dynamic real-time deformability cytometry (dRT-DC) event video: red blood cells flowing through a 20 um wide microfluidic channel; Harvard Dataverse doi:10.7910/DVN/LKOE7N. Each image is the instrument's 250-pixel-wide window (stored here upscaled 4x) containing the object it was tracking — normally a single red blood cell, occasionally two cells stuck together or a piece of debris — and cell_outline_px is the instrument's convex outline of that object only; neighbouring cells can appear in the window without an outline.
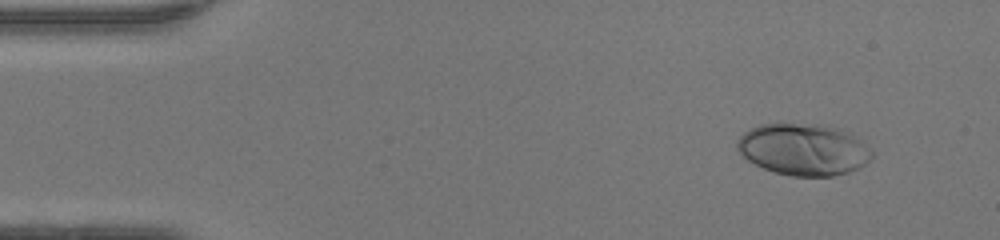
{"species": "human", "species_latin": "Homo sapiens", "temperature_condition": "warm", "stored_images_in_passage": 45, "camera_frame_rate_fps": 3000, "um_per_image_px": 0.085, "donor": {"sex": "female"}, "frame": {"image": 1, "passage_image": 1, "time_ms": 0.0, "image_size_px": [1000, 240], "cell_outline_px": [[872, 156], [864, 164], [848, 172], [832, 176], [792, 176], [776, 172], [764, 168], [748, 160], [736, 148], [736, 140], [744, 132], [760, 124], [828, 124], [852, 132], [872, 148]], "centroid_in_image_um": [68.33, 12.68], "position_along_channel_um": 16.7, "area_um2": 40.81}}
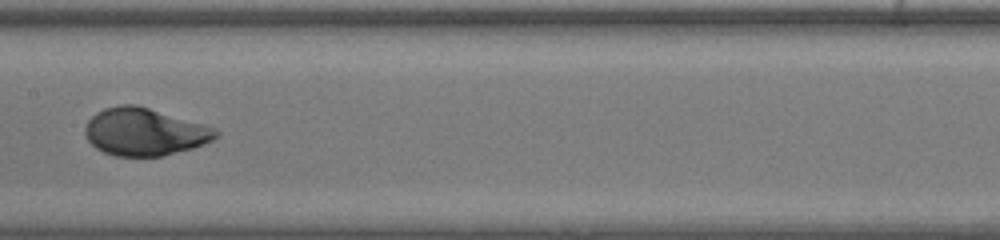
{"frame": {"image": 2, "passage_image": 21, "time_ms": 6.667, "image_size_px": [1000, 240], "cell_outline_px": [[220, 136], [204, 144], [192, 148], [164, 156], [116, 156], [104, 152], [96, 148], [88, 140], [84, 132], [84, 128], [88, 120], [96, 112], [104, 108], [120, 104], [136, 104], [216, 128], [220, 132]], "centroid_in_image_um": [12.28, 11.2], "position_along_channel_um": 195.1, "area_um2": 36.24}}
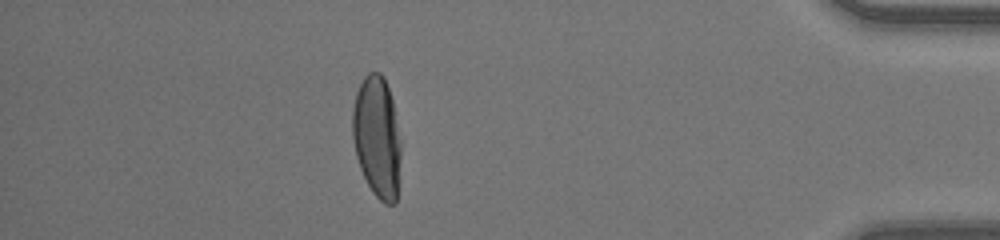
{"frame": {"image": 3, "passage_image": 39, "time_ms": 12.667, "image_size_px": [1000, 240], "cell_outline_px": [[400, 156], [396, 204], [384, 204], [372, 192], [360, 168], [356, 156], [352, 140], [352, 108], [356, 92], [364, 76], [368, 72], [380, 72], [384, 76], [392, 100], [400, 140]], "centroid_in_image_um": [32.02, 11.64], "position_along_channel_um": 403.2, "area_um2": 34.33}, "authors_computed_cell_mechanics": {"area_um2": 35.8938, "velocity_mm_per_s": 4.2597, "shape_relaxation_time_tau1_ms": 3.2654, "shape_relaxation_time_tau2_ms": null, "deformation_change_tau1": 0.1987, "deformation_change_tau2": null}}